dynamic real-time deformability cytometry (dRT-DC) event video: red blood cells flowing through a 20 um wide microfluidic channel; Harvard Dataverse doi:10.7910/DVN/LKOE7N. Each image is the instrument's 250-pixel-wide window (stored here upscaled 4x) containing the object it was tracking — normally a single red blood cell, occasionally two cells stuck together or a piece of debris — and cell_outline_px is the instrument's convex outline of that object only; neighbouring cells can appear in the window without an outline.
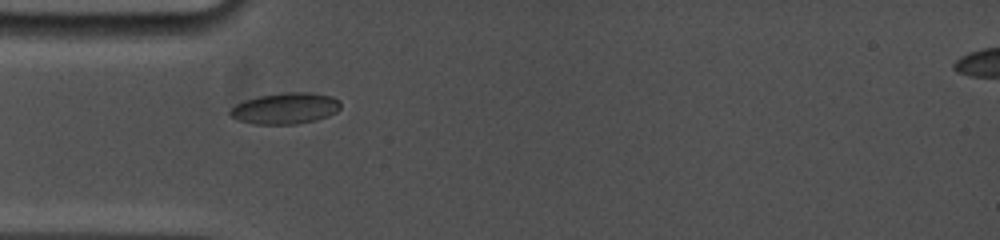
{"species": "common noctule bat (a hibernating species)", "species_latin": "Nyctalus noctula", "temperature_condition": "cold", "stored_images_in_passage": 25, "camera_frame_rate_fps": 5000, "um_per_image_px": 0.085, "animal": {"sex": "female", "body_mass_g": 19.0, "forearm_length_mm": 53.3}, "frame": {"image": 1, "passage_image": 2, "time_ms": 0.4, "image_size_px": [1000, 240], "cell_outline_px": [[340, 108], [336, 112], [328, 116], [316, 120], [296, 124], [256, 124], [240, 120], [232, 116], [228, 112], [236, 104], [244, 100], [260, 96], [284, 92], [312, 92], [332, 96], [340, 100]], "centroid_in_image_um": [24.29, 9.2], "position_along_channel_um": 60.7, "area_um2": 20.06}}
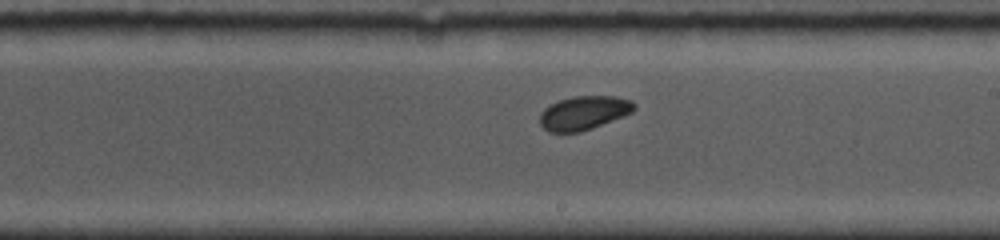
{"frame": {"image": 2, "passage_image": 12, "time_ms": 5.2, "image_size_px": [1000, 240], "cell_outline_px": [[636, 108], [632, 112], [624, 116], [592, 128], [580, 132], [548, 132], [540, 124], [540, 112], [544, 108], [560, 100], [572, 96], [616, 96], [632, 100], [636, 104]], "centroid_in_image_um": [49.64, 9.59], "position_along_channel_um": 239.4, "area_um2": 18.67}}
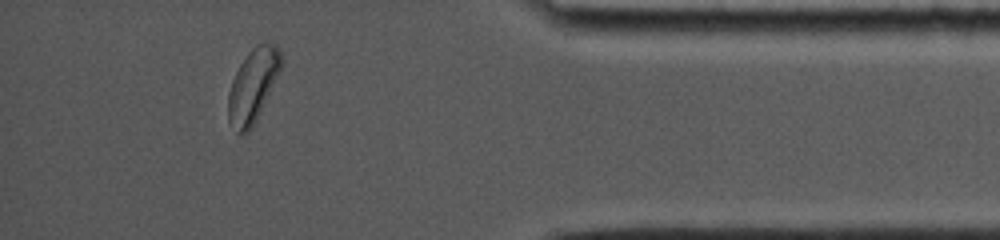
{"frame": {"image": 3, "passage_image": 22, "time_ms": 10.4, "image_size_px": [1000, 240], "cell_outline_px": [[284, 64], [252, 128], [248, 132], [236, 132], [228, 120], [228, 92], [232, 80], [240, 64], [248, 52], [256, 44], [276, 44], [280, 48], [284, 60]], "centroid_in_image_um": [21.52, 7.24], "position_along_channel_um": 413.7, "area_um2": 22.66}, "authors_computed_cell_mechanics": {"area_um2": 18.9584, "velocity_mm_per_s": 3.7458, "shape_relaxation_time_tau1_ms": 1.3208, "shape_relaxation_time_tau2_ms": null, "deformation_change_tau1": 0.0629, "deformation_change_tau2": null}}